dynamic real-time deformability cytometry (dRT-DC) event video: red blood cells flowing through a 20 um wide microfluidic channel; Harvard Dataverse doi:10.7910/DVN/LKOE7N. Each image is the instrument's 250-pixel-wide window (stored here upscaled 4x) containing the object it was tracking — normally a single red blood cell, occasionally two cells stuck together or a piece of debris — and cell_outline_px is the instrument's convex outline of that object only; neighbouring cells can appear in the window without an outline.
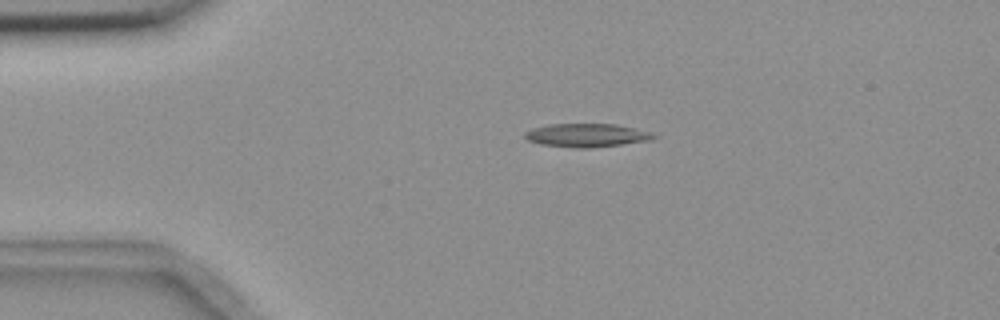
{"species": "common noctule bat (a hibernating species)", "species_latin": "Nyctalus noctula", "temperature_condition": "room temperature", "stored_images_in_passage": 3, "camera_frame_rate_fps": 3000, "um_per_image_px": 0.085, "animal": {"sex": "female", "body_mass_g": 18.4}, "frame": {"image": 1, "passage_image": 2, "time_ms": 1.333, "image_size_px": [1000, 320], "cell_outline_px": [[660, 136], [652, 140], [588, 148], [576, 148], [540, 144], [528, 140], [524, 136], [524, 132], [532, 128], [548, 124], [616, 124], [648, 132]], "centroid_in_image_um": [49.84, 11.5], "position_along_channel_um": 35.2, "area_um2": 17.46}}